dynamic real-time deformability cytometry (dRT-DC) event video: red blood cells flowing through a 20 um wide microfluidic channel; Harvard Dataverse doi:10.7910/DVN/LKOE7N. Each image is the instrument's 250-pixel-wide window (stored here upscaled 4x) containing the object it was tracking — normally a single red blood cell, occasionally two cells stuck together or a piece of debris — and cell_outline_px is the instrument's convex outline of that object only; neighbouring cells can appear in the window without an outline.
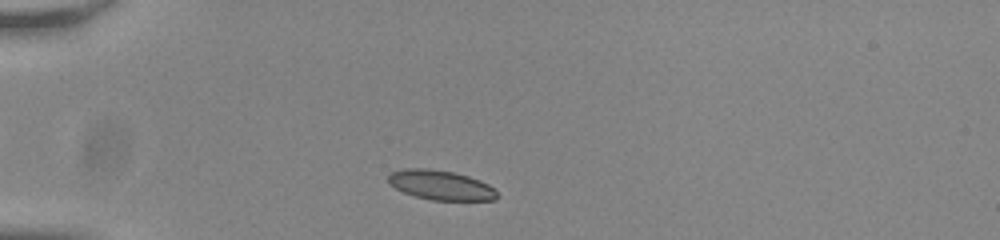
{"species": "common noctule bat (a hibernating species)", "species_latin": "Nyctalus noctula", "temperature_condition": "room temperature", "stored_images_in_passage": 43, "camera_frame_rate_fps": 3000, "um_per_image_px": 0.085, "animal": {"sex": "male", "body_mass_g": 20.0, "forearm_length_mm": 53.3}, "frame": {"image": 1, "passage_image": 4, "time_ms": 1.0, "image_size_px": [1000, 240], "cell_outline_px": [[500, 196], [496, 200], [432, 200], [416, 196], [404, 192], [388, 184], [388, 176], [392, 172], [404, 168], [428, 168], [452, 172], [468, 176], [480, 180], [496, 188]], "centroid_in_image_um": [37.5, 15.73], "position_along_channel_um": 47.5, "area_um2": 18.9}}
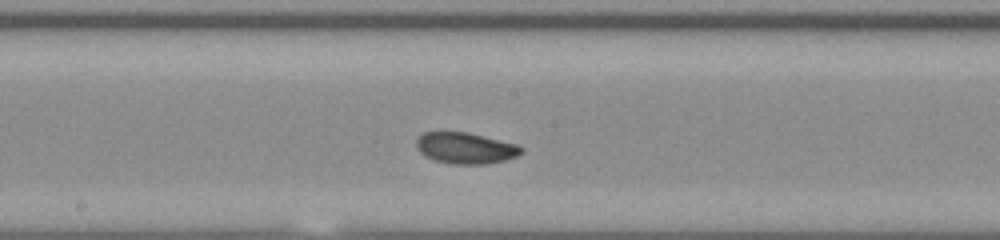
{"frame": {"image": 2, "passage_image": 19, "time_ms": 6.0, "image_size_px": [1000, 240], "cell_outline_px": [[524, 152], [516, 156], [504, 160], [488, 164], [448, 164], [424, 156], [416, 148], [416, 140], [424, 132], [468, 132], [516, 144], [524, 148]], "centroid_in_image_um": [39.56, 12.59], "position_along_channel_um": 208.6, "area_um2": 19.13}}
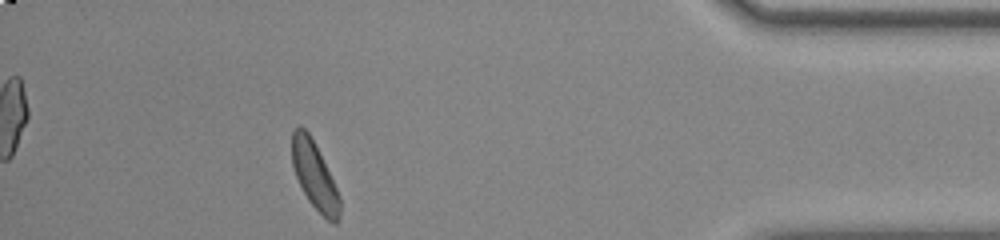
{"frame": {"image": 3, "passage_image": 38, "time_ms": 12.333, "image_size_px": [1000, 240], "cell_outline_px": [[340, 220], [336, 224], [332, 224], [308, 200], [296, 176], [292, 164], [292, 132], [300, 124], [308, 132], [340, 196]], "centroid_in_image_um": [26.73, 14.96], "position_along_channel_um": 408.5, "area_um2": 18.15}, "authors_computed_cell_mechanics": {"area_um2": 19.1318, "velocity_mm_per_s": 3.8207, "shape_relaxation_time_tau1_ms": 2.7746, "shape_relaxation_time_tau2_ms": 2.2278, "deformation_change_tau1": 0.091, "deformation_change_tau2": 0.0744}}